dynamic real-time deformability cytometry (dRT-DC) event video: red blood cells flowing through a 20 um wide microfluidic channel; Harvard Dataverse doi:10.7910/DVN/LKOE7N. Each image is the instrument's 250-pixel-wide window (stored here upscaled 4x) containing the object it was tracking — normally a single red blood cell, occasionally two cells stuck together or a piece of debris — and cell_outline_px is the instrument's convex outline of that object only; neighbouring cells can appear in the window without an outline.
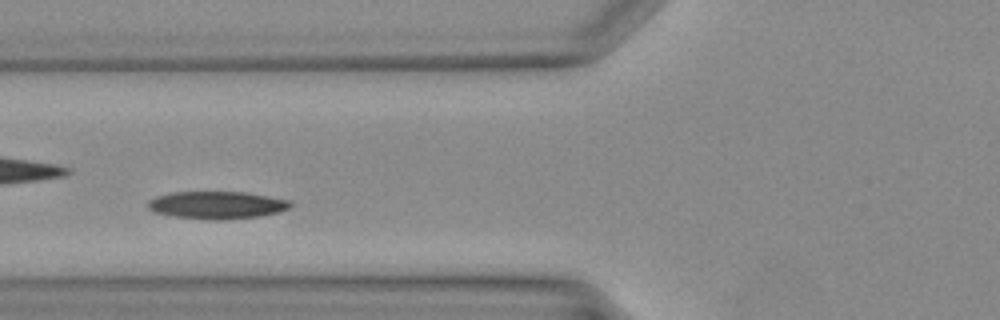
{"species": "Egyptian fruit bat (a non-hibernating species)", "species_latin": "Rousettus aegyptiacus", "temperature_condition": "warm", "stored_images_in_passage": 24, "camera_frame_rate_fps": 3000, "um_per_image_px": 0.085, "animal": {"sex": "female"}, "frame": {"image": 1, "passage_image": 4, "time_ms": 1.0, "image_size_px": [1000, 320], "cell_outline_px": [[292, 204], [288, 208], [276, 212], [260, 216], [220, 220], [208, 220], [172, 216], [152, 212], [148, 208], [148, 200], [156, 196], [176, 192], [244, 192], [268, 196], [288, 200]], "centroid_in_image_um": [18.38, 17.43], "position_along_channel_um": 107.4, "area_um2": 22.77}}
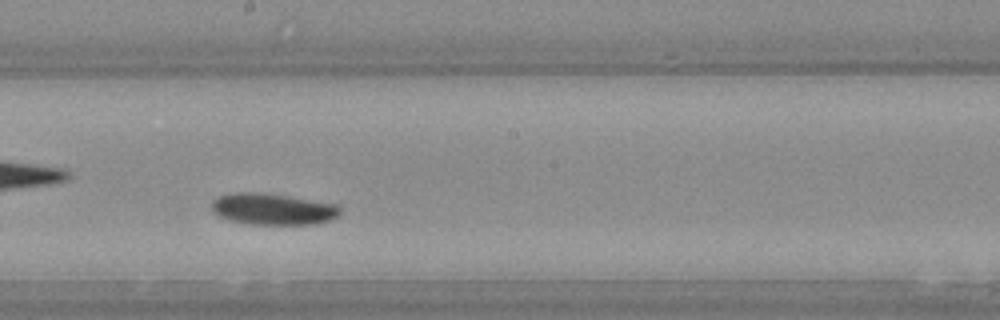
{"frame": {"image": 2, "passage_image": 11, "time_ms": 3.333, "image_size_px": [1000, 320], "cell_outline_px": [[340, 212], [336, 216], [328, 220], [316, 224], [248, 224], [232, 220], [220, 216], [212, 212], [212, 200], [220, 196], [236, 192], [256, 192], [288, 196], [336, 204], [340, 208]], "centroid_in_image_um": [23.17, 17.77], "position_along_channel_um": 225.0, "area_um2": 23.24}}
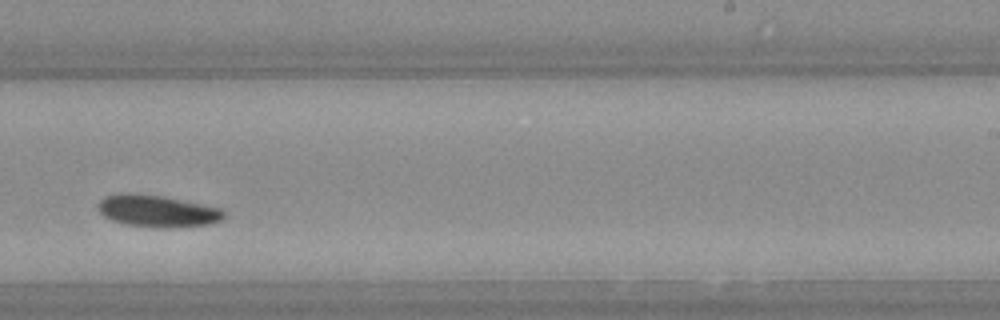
{"frame": {"image": 3, "passage_image": 14, "time_ms": 4.333, "image_size_px": [1000, 320], "cell_outline_px": [[224, 216], [220, 220], [212, 224], [168, 228], [152, 228], [124, 224], [112, 220], [104, 216], [100, 212], [100, 200], [104, 196], [160, 196], [224, 208]], "centroid_in_image_um": [13.48, 18.0], "position_along_channel_um": 275.5, "area_um2": 22.66}}